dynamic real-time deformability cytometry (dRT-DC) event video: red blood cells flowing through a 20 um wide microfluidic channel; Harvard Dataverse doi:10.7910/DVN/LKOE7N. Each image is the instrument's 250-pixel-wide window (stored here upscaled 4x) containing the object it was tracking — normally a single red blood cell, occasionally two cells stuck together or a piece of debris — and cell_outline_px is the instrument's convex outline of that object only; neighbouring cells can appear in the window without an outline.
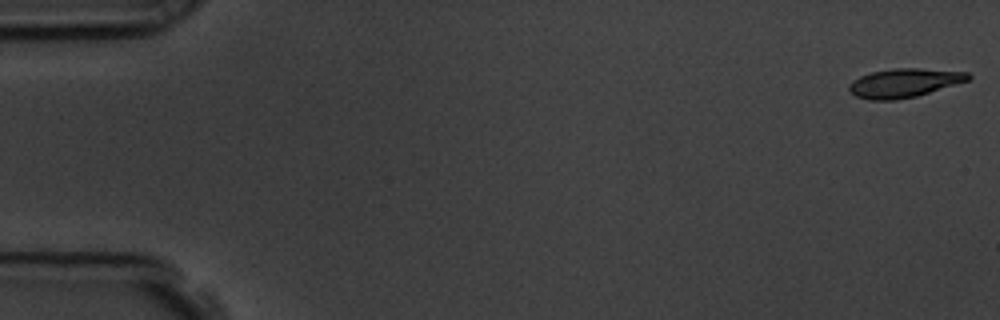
{"species": "common noctule bat (a hibernating species)", "species_latin": "Nyctalus noctula", "temperature_condition": "room temperature", "stored_images_in_passage": 57, "camera_frame_rate_fps": 3000, "um_per_image_px": 0.085, "animal": {"sex": "male", "body_mass_g": 19.5, "forearm_length_mm": 54.6}, "frame": {"image": 1, "passage_image": 1, "time_ms": 0.0, "image_size_px": [1000, 320], "cell_outline_px": [[972, 76], [968, 80], [916, 96], [896, 100], [868, 100], [856, 96], [848, 88], [848, 84], [852, 80], [860, 76], [872, 72], [896, 68], [920, 68], [968, 72]], "centroid_in_image_um": [76.83, 7.04], "position_along_channel_um": 8.2, "area_um2": 19.88}}
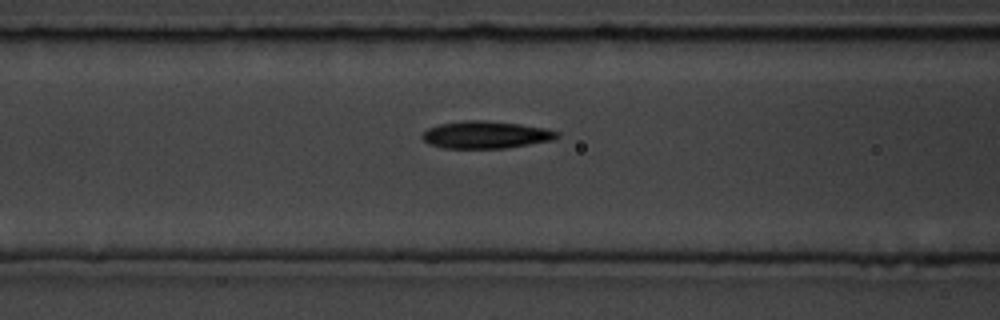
{"frame": {"image": 2, "passage_image": 23, "time_ms": 7.333, "image_size_px": [1000, 320], "cell_outline_px": [[560, 136], [552, 140], [504, 148], [444, 148], [428, 144], [420, 136], [428, 128], [440, 124], [464, 120], [484, 120], [520, 124], [544, 128], [560, 132]], "centroid_in_image_um": [41.27, 11.45], "position_along_channel_um": 125.3, "area_um2": 21.39}}
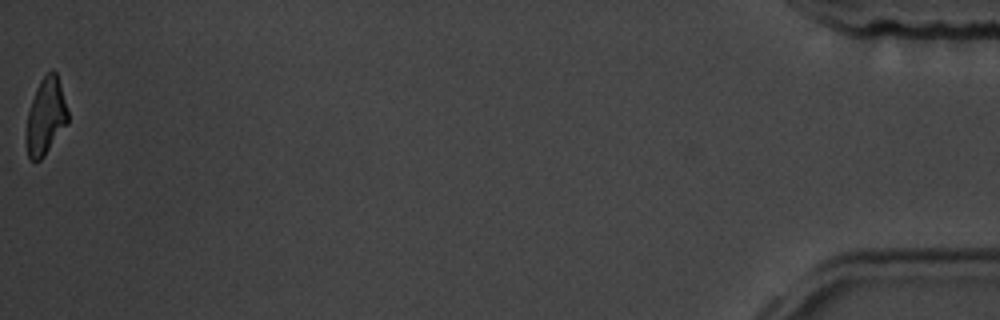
{"frame": {"image": 3, "passage_image": 57, "time_ms": 18.667, "image_size_px": [1000, 320], "cell_outline_px": [[68, 124], [44, 156], [40, 160], [32, 160], [28, 156], [24, 136], [28, 112], [36, 88], [40, 80], [52, 68], [56, 72], [60, 84], [68, 112]], "centroid_in_image_um": [3.87, 9.92], "position_along_channel_um": 431.3, "area_um2": 18.73}, "authors_computed_cell_mechanics": {"area_um2": 20.4034, "velocity_mm_per_s": 3.5783, "shape_relaxation_time_tau1_ms": 3.4224, "shape_relaxation_time_tau2_ms": 4.5241, "deformation_change_tau1": 0.144, "deformation_change_tau2": 0.1245}}